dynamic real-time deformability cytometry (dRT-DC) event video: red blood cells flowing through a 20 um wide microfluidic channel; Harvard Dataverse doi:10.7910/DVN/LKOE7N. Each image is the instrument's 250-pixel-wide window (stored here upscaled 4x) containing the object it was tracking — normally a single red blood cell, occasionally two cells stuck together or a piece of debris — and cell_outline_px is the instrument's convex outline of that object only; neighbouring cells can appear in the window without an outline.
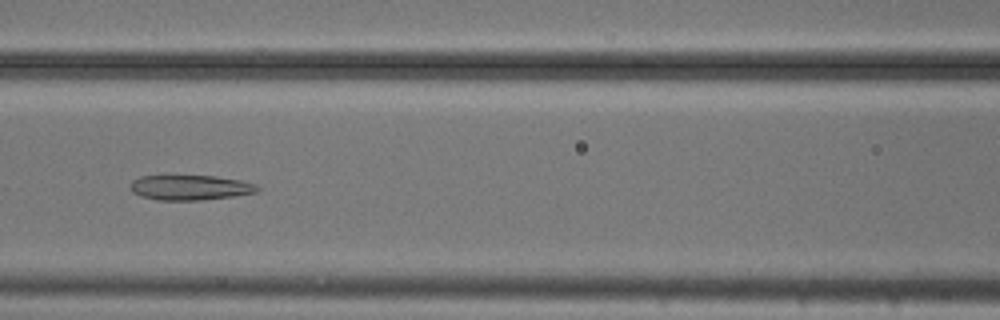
{"species": "common noctule bat (a hibernating species)", "species_latin": "Nyctalus noctula", "temperature_condition": "cold", "stored_images_in_passage": 39, "camera_frame_rate_fps": 3000, "um_per_image_px": 0.085, "animal": {"sex": "male", "body_mass_g": 20.5, "forearm_length_mm": 52.5}, "frame": {"image": 1, "passage_image": 9, "time_ms": 2.667, "image_size_px": [1000, 320], "cell_outline_px": [[260, 192], [236, 196], [204, 200], [156, 200], [132, 192], [128, 188], [128, 184], [132, 180], [140, 176], [216, 176], [240, 180], [256, 184], [260, 188]], "centroid_in_image_um": [16.18, 15.94], "position_along_channel_um": 150.4, "area_um2": 18.79}}
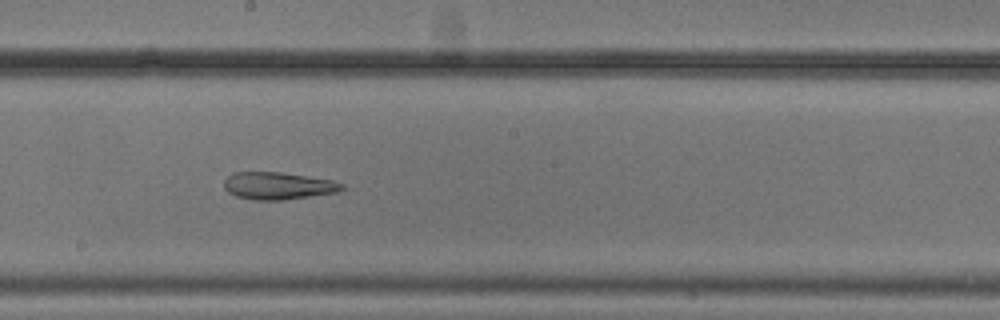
{"frame": {"image": 2, "passage_image": 15, "time_ms": 4.667, "image_size_px": [1000, 320], "cell_outline_px": [[348, 188], [340, 192], [280, 200], [252, 200], [236, 196], [228, 192], [224, 188], [224, 180], [232, 172], [280, 172], [332, 180], [344, 184]], "centroid_in_image_um": [23.66, 15.79], "position_along_channel_um": 224.5, "area_um2": 18.9}}
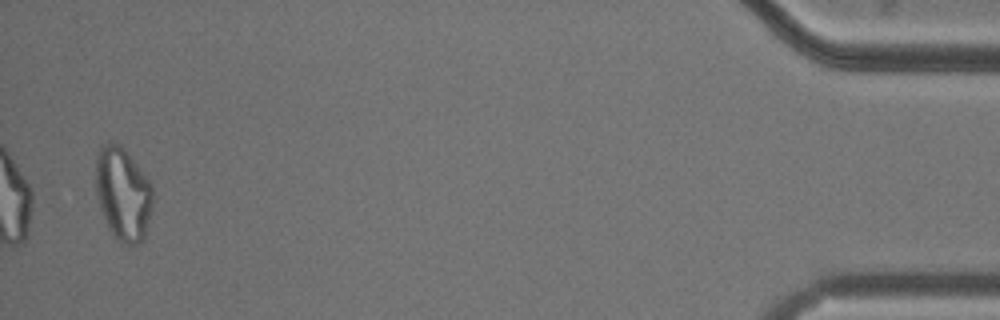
{"frame": {"image": 3, "passage_image": 38, "time_ms": 12.333, "image_size_px": [1000, 320], "cell_outline_px": [[152, 204], [144, 240], [140, 244], [120, 244], [112, 236], [104, 220], [96, 196], [96, 152], [100, 144], [108, 140], [120, 144], [124, 148], [152, 184]], "centroid_in_image_um": [10.42, 16.47], "position_along_channel_um": 424.8, "area_um2": 31.56}, "authors_computed_cell_mechanics": {"area_um2": 20.5768, "velocity_mm_per_s": 3.7052, "shape_relaxation_time_tau1_ms": null, "shape_relaxation_time_tau2_ms": 3.5126, "deformation_change_tau1": null, "deformation_change_tau2": 0.1368}}